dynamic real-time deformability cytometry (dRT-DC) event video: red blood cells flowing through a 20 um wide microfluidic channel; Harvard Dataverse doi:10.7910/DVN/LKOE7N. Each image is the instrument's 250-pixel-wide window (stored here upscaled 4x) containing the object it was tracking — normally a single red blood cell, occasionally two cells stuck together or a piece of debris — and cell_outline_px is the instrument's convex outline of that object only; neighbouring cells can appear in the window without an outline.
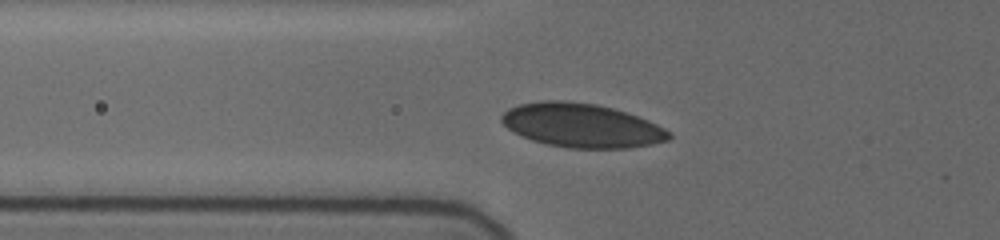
{"species": "human", "species_latin": "Homo sapiens", "temperature_condition": "cold", "stored_images_in_passage": 8, "camera_frame_rate_fps": 3000, "um_per_image_px": 0.085, "donor": {"sex": "female"}, "frame": {"image": 1, "passage_image": 4, "time_ms": 3.0, "image_size_px": [1000, 240], "cell_outline_px": [[672, 136], [668, 140], [652, 144], [628, 148], [568, 148], [544, 144], [532, 140], [512, 132], [500, 120], [500, 116], [508, 108], [520, 104], [540, 100], [564, 100], [596, 104], [612, 108], [648, 120], [664, 128]], "centroid_in_image_um": [49.39, 10.66], "position_along_channel_um": 76.4, "area_um2": 42.89}}
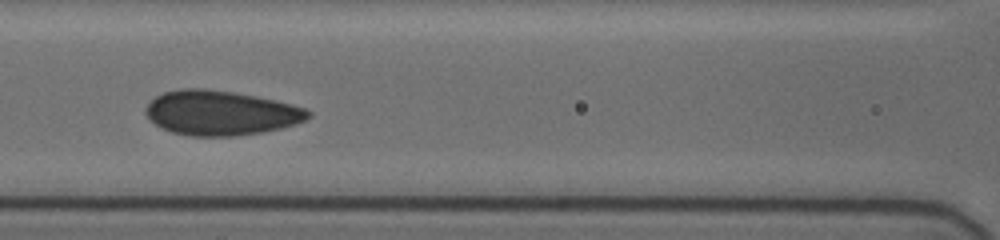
{"frame": {"image": 2, "passage_image": 6, "time_ms": 5.0, "image_size_px": [1000, 240], "cell_outline_px": [[312, 116], [296, 124], [280, 128], [260, 132], [236, 136], [188, 136], [172, 132], [156, 124], [144, 112], [144, 108], [156, 96], [164, 92], [184, 88], [204, 88], [232, 92], [256, 96], [292, 104], [304, 108], [312, 112]], "centroid_in_image_um": [18.77, 9.59], "position_along_channel_um": 147.8, "area_um2": 42.08}}
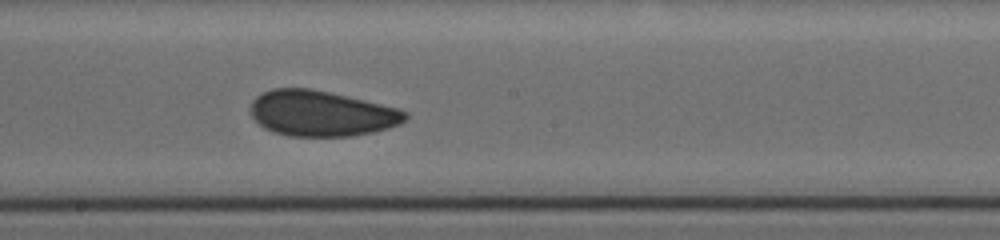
{"frame": {"image": 3, "passage_image": 8, "time_ms": 7.0, "image_size_px": [1000, 240], "cell_outline_px": [[408, 116], [400, 124], [388, 128], [372, 132], [352, 136], [288, 136], [272, 132], [264, 128], [252, 116], [252, 100], [256, 96], [272, 88], [308, 88], [328, 92], [400, 108], [408, 112]], "centroid_in_image_um": [27.33, 9.65], "position_along_channel_um": 220.9, "area_um2": 40.98}}